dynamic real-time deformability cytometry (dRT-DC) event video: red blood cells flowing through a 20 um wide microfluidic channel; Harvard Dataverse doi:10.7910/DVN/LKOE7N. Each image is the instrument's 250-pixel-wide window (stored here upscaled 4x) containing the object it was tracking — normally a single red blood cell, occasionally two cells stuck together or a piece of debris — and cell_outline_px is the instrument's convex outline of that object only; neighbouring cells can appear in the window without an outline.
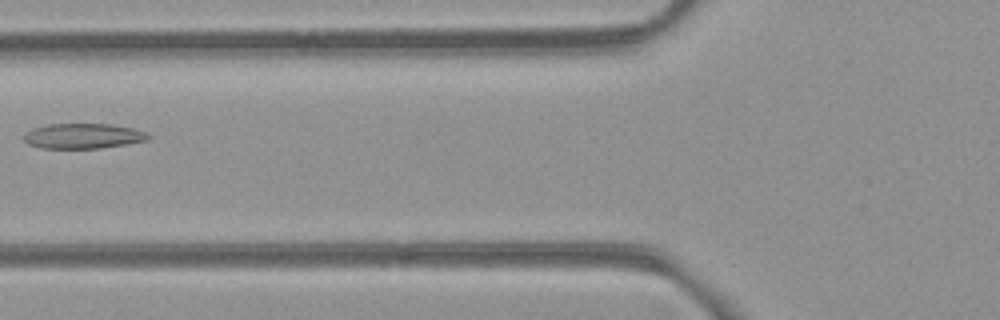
{"species": "common noctule bat (a hibernating species)", "species_latin": "Nyctalus noctula", "temperature_condition": "room temperature", "stored_images_in_passage": 8, "camera_frame_rate_fps": 3000, "um_per_image_px": 0.085, "animal": {"sex": "female", "body_mass_g": 21.9}, "frame": {"image": 1, "passage_image": 7, "time_ms": 7.0, "image_size_px": [1000, 320], "cell_outline_px": [[152, 136], [148, 140], [100, 148], [40, 148], [28, 144], [24, 140], [24, 132], [32, 128], [48, 124], [112, 124], [132, 128], [148, 132]], "centroid_in_image_um": [7.06, 11.55], "position_along_channel_um": 118.7, "area_um2": 18.32}}
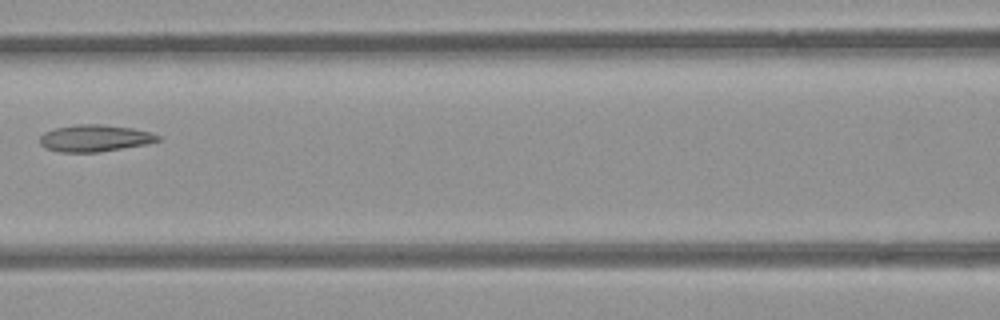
{"frame": {"image": 2, "passage_image": 8, "time_ms": 8.0, "image_size_px": [1000, 320], "cell_outline_px": [[160, 140], [148, 144], [96, 152], [60, 152], [44, 148], [40, 144], [40, 136], [44, 132], [56, 128], [76, 124], [100, 124], [132, 128], [152, 132], [160, 136]], "centroid_in_image_um": [8.05, 11.74], "position_along_channel_um": 158.5, "area_um2": 18.5}}